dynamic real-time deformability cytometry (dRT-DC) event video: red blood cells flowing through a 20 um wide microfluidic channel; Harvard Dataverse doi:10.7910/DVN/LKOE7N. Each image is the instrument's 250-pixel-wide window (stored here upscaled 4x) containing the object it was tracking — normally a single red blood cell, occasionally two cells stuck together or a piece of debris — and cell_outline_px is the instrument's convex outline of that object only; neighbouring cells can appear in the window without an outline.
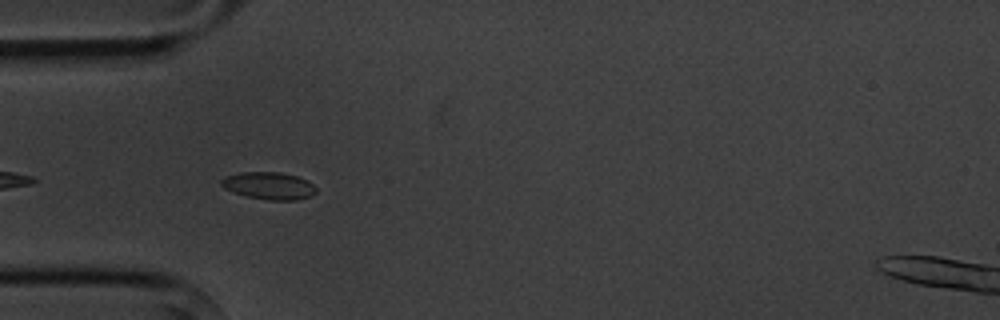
{"species": "common noctule bat (a hibernating species)", "species_latin": "Nyctalus noctula", "temperature_condition": "cold", "stored_images_in_passage": 8, "camera_frame_rate_fps": 3000, "um_per_image_px": 0.085, "animal": {"sex": "male", "body_mass_g": 20.1, "forearm_length_mm": 53.5}, "frame": {"image": 1, "passage_image": 5, "time_ms": 4.667, "image_size_px": [1000, 320], "cell_outline_px": [[316, 192], [308, 196], [296, 200], [272, 200], [248, 196], [232, 192], [224, 188], [220, 184], [220, 180], [224, 176], [240, 172], [280, 172], [296, 176], [308, 180], [316, 188]], "centroid_in_image_um": [22.82, 15.77], "position_along_channel_um": 62.2, "area_um2": 15.03}}
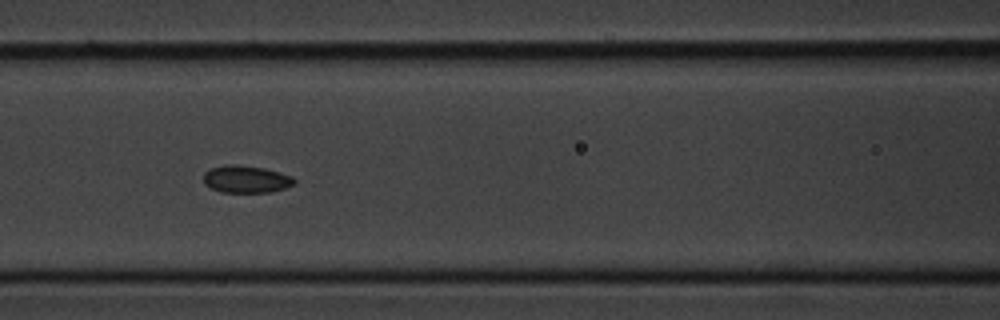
{"frame": {"image": 2, "passage_image": 7, "time_ms": 7.0, "image_size_px": [1000, 320], "cell_outline_px": [[296, 184], [272, 192], [220, 192], [204, 184], [204, 172], [208, 168], [224, 164], [236, 164], [264, 168], [280, 172], [292, 176], [296, 180]], "centroid_in_image_um": [20.91, 15.22], "position_along_channel_um": 145.7, "area_um2": 14.68}}
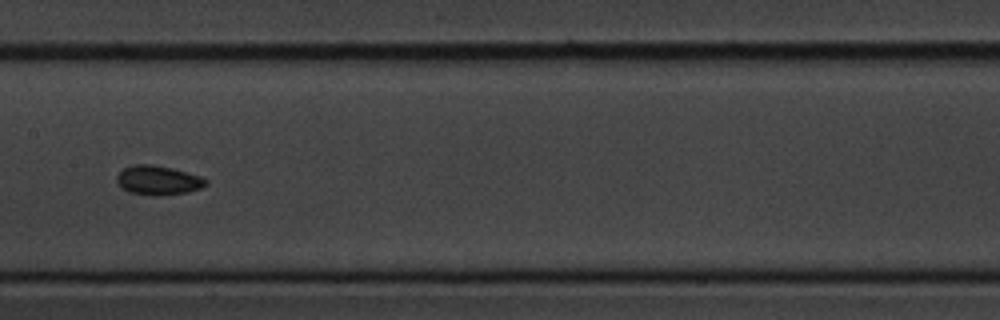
{"frame": {"image": 3, "passage_image": 8, "time_ms": 8.333, "image_size_px": [1000, 320], "cell_outline_px": [[208, 184], [200, 188], [188, 192], [160, 196], [152, 196], [128, 192], [116, 180], [116, 176], [124, 168], [132, 164], [152, 164], [172, 168], [200, 176], [208, 180]], "centroid_in_image_um": [13.45, 15.32], "position_along_channel_um": 193.9, "area_um2": 15.26}}